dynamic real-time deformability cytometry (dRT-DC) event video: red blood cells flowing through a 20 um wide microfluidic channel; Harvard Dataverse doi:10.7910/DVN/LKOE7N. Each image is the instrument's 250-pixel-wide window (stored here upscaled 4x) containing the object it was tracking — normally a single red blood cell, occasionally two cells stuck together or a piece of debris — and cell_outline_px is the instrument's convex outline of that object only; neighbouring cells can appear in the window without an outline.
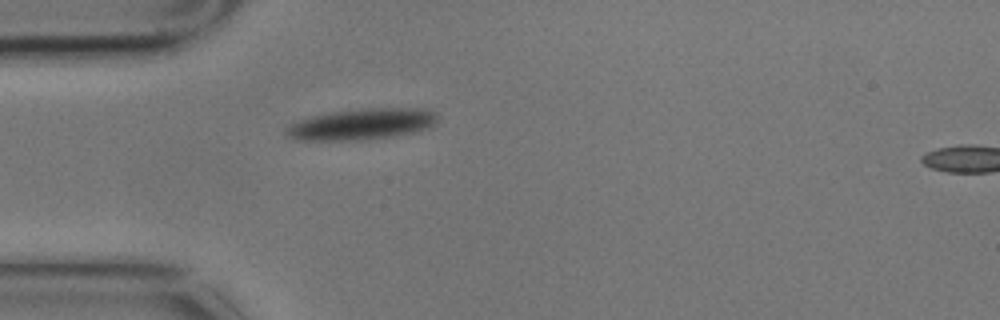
{"species": "common noctule bat (a hibernating species)", "species_latin": "Nyctalus noctula", "temperature_condition": "cold", "stored_images_in_passage": 2, "segment_of_instrument_passage": [1, 2], "camera_frame_rate_fps": 3000, "um_per_image_px": 0.085, "animal": {"sex": "male", "body_mass_g": 17.9}, "frame": {"image": 1, "passage_image": 1, "time_ms": 0.0, "image_size_px": [1000, 320], "cell_outline_px": [[440, 116], [428, 128], [412, 132], [392, 136], [360, 140], [296, 140], [288, 136], [284, 132], [288, 124], [312, 116], [332, 112], [368, 108], [424, 108], [436, 112]], "centroid_in_image_um": [30.74, 10.55], "position_along_channel_um": 54.3, "area_um2": 27.34}}